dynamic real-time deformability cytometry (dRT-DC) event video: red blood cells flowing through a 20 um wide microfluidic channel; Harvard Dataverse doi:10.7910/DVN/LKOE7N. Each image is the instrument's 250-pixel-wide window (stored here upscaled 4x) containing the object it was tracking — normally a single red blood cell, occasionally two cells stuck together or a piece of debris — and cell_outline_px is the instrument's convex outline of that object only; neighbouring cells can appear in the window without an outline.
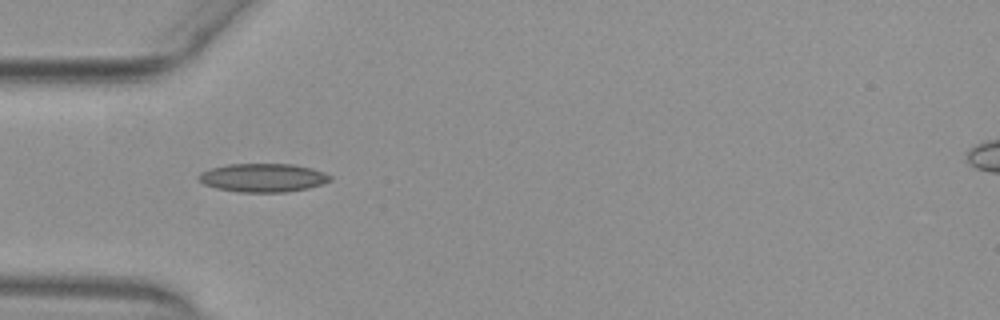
{"species": "common noctule bat (a hibernating species)", "species_latin": "Nyctalus noctula", "temperature_condition": "warm", "stored_images_in_passage": 37, "camera_frame_rate_fps": 3000, "um_per_image_px": 0.085, "animal": {"sex": "female", "body_mass_g": 29.2, "forearm_length_mm": 56.3}, "frame": {"image": 1, "passage_image": 1, "time_ms": 0.0, "image_size_px": [1000, 320], "cell_outline_px": [[332, 180], [308, 188], [284, 192], [240, 192], [216, 188], [204, 184], [196, 176], [200, 172], [212, 168], [228, 164], [292, 164], [312, 168], [324, 172], [332, 176]], "centroid_in_image_um": [22.35, 15.1], "position_along_channel_um": 62.6, "area_um2": 21.79}}
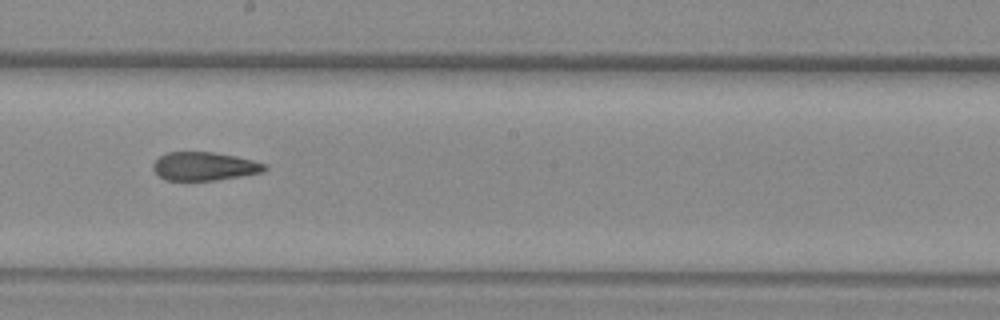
{"frame": {"image": 2, "passage_image": 14, "time_ms": 4.333, "image_size_px": [1000, 320], "cell_outline_px": [[268, 168], [264, 172], [216, 180], [164, 180], [152, 168], [152, 164], [160, 156], [168, 152], [212, 152], [236, 156], [268, 164]], "centroid_in_image_um": [17.4, 14.13], "position_along_channel_um": 230.8, "area_um2": 18.5}}
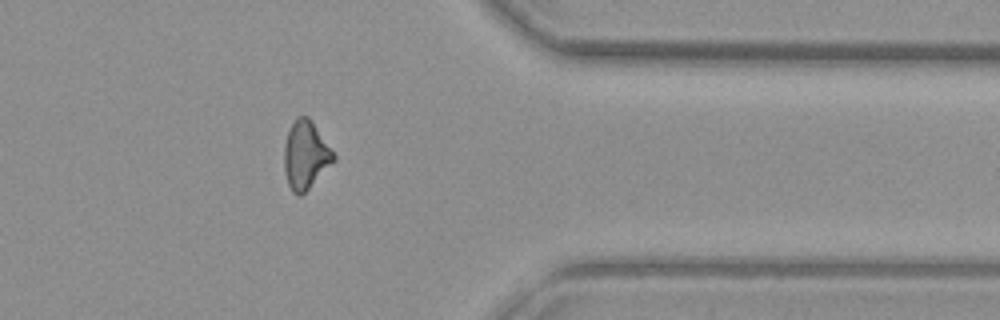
{"frame": {"image": 3, "passage_image": 27, "time_ms": 8.667, "image_size_px": [1000, 320], "cell_outline_px": [[336, 160], [300, 196], [296, 196], [292, 192], [288, 184], [284, 172], [284, 148], [288, 132], [296, 116], [308, 116], [312, 120], [336, 156]], "centroid_in_image_um": [25.97, 13.18], "position_along_channel_um": 385.4, "area_um2": 19.54}, "authors_computed_cell_mechanics": {"area_um2": 19.3052, "velocity_mm_per_s": 3.9114, "shape_relaxation_time_tau1_ms": null, "shape_relaxation_time_tau2_ms": 3.1928, "deformation_change_tau1": null, "deformation_change_tau2": 0.1159}}